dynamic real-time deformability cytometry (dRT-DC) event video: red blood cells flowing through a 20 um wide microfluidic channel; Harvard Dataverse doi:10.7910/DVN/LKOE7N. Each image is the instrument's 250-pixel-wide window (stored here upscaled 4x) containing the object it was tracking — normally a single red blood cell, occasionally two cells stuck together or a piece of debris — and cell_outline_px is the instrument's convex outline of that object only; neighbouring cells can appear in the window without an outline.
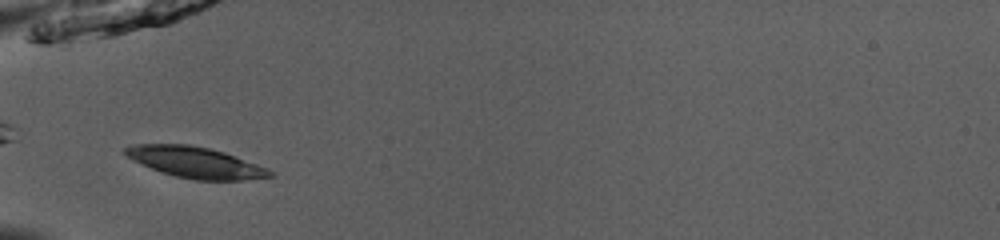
{"species": "common noctule bat (a hibernating species)", "species_latin": "Nyctalus noctula", "temperature_condition": "room temperature", "stored_images_in_passage": 31, "camera_frame_rate_fps": 3000, "um_per_image_px": 0.085, "animal": {"sex": "male", "body_mass_g": 13.0, "forearm_length_mm": 53.1}, "frame": {"image": 1, "passage_image": 1, "time_ms": 0.0, "image_size_px": [1000, 240], "cell_outline_px": [[272, 176], [244, 180], [196, 180], [176, 176], [152, 168], [128, 156], [124, 152], [124, 148], [132, 144], [188, 144], [208, 148], [224, 152], [268, 168], [272, 172]], "centroid_in_image_um": [16.65, 13.79], "position_along_channel_um": 68.4, "area_um2": 25.61}}
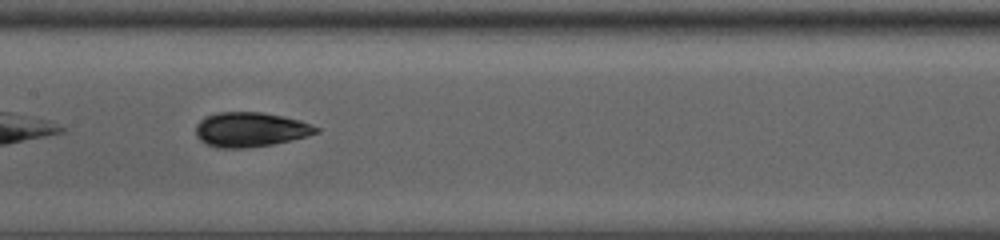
{"frame": {"image": 2, "passage_image": 10, "time_ms": 3.0, "image_size_px": [1000, 240], "cell_outline_px": [[320, 132], [308, 136], [292, 140], [272, 144], [248, 148], [220, 148], [204, 144], [196, 136], [196, 124], [204, 116], [216, 112], [260, 112], [300, 120], [320, 128]], "centroid_in_image_um": [21.26, 11.02], "position_along_channel_um": 186.1, "area_um2": 24.45}}
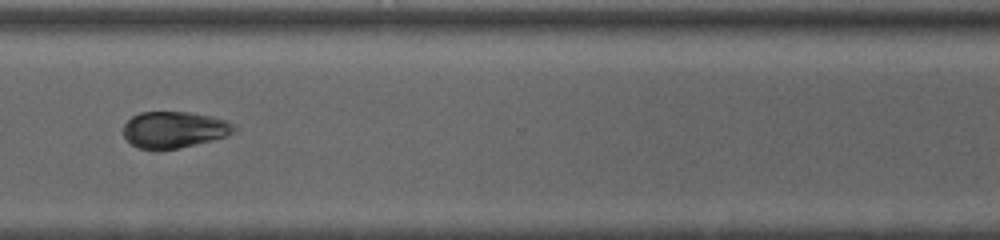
{"frame": {"image": 3, "passage_image": 23, "time_ms": 7.333, "image_size_px": [1000, 240], "cell_outline_px": [[236, 132], [212, 140], [180, 148], [140, 148], [132, 144], [124, 136], [124, 124], [132, 116], [140, 112], [188, 112], [208, 116], [224, 120], [232, 124], [236, 128]], "centroid_in_image_um": [14.8, 11.01], "position_along_channel_um": 355.8, "area_um2": 23.0}, "authors_computed_cell_mechanics": {"area_um2": 24.4494, "velocity_mm_per_s": 3.9271, "shape_relaxation_time_tau1_ms": 1.7627, "shape_relaxation_time_tau2_ms": 1.4031, "deformation_change_tau1": 0.1512, "deformation_change_tau2": 0.0327}}